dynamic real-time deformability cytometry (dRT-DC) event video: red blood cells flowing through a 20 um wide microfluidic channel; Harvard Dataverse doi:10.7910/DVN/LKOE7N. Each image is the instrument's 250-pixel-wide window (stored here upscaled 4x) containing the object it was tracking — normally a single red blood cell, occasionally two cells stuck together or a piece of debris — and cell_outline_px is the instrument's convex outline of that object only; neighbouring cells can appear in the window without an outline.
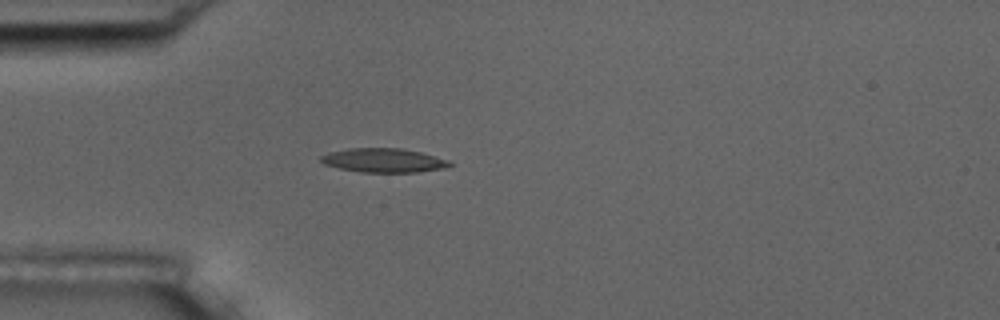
{"species": "common noctule bat (a hibernating species)", "species_latin": "Nyctalus noctula", "temperature_condition": "room temperature", "stored_images_in_passage": 4, "camera_frame_rate_fps": 3000, "um_per_image_px": 0.085, "animal": {"sex": "male", "body_mass_g": 17.5, "forearm_length_mm": 52.3}, "frame": {"image": 1, "passage_image": 4, "time_ms": 4.333, "image_size_px": [1000, 320], "cell_outline_px": [[452, 164], [444, 168], [420, 172], [360, 172], [340, 168], [324, 164], [320, 160], [320, 156], [328, 152], [348, 148], [404, 148], [420, 152], [448, 160]], "centroid_in_image_um": [32.58, 13.62], "position_along_channel_um": 52.4, "area_um2": 18.03}}